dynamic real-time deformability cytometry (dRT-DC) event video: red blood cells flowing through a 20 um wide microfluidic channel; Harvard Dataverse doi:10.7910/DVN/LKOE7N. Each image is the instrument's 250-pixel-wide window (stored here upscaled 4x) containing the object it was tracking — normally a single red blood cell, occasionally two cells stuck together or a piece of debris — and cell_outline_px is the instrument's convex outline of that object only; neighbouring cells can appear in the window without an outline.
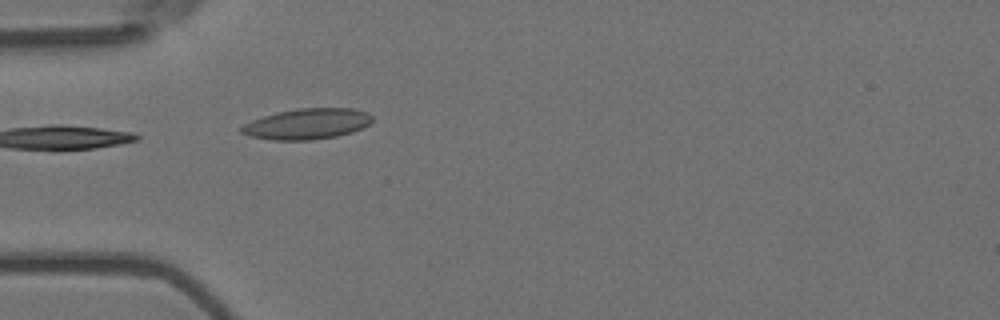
{"species": "Egyptian fruit bat (a non-hibernating species)", "species_latin": "Rousettus aegyptiacus", "temperature_condition": "room temperature", "stored_images_in_passage": 5, "camera_frame_rate_fps": 3000, "um_per_image_px": 0.085, "animal": {"sex": "female"}, "frame": {"image": 1, "passage_image": 5, "time_ms": 1.333, "image_size_px": [1000, 320], "cell_outline_px": [[372, 120], [364, 128], [352, 132], [336, 136], [312, 140], [272, 140], [248, 136], [240, 132], [236, 128], [252, 120], [276, 112], [300, 108], [352, 108], [368, 112], [372, 116]], "centroid_in_image_um": [26.08, 10.53], "position_along_channel_um": 58.9, "area_um2": 23.64}}